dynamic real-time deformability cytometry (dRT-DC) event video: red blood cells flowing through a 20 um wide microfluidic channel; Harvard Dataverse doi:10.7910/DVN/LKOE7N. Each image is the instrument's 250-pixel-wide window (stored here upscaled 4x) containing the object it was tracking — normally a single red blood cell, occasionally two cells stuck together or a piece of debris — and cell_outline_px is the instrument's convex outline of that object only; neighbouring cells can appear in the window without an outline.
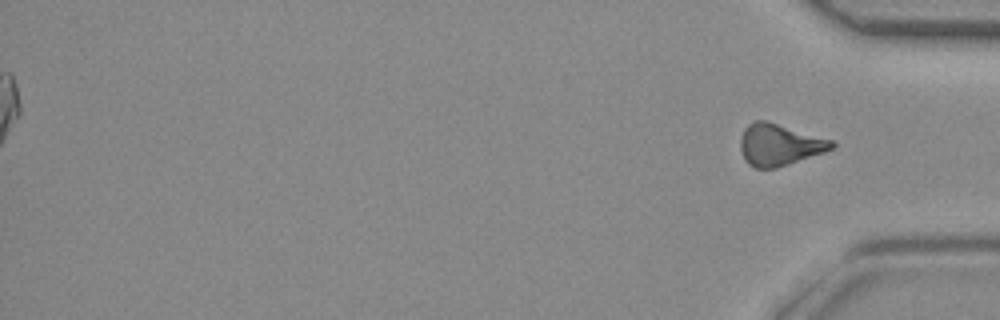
{"species": "common noctule bat (a hibernating species)", "species_latin": "Nyctalus noctula", "temperature_condition": "room temperature", "stored_images_in_passage": 40, "segment_of_instrument_passage": [2, 2], "camera_frame_rate_fps": 3000, "um_per_image_px": 0.085, "animal": {"sex": "female", "body_mass_g": 29.2, "forearm_length_mm": 56.3}, "frame": {"image": 1, "passage_image": 40, "time_ms": 13.0, "image_size_px": [1000, 320], "cell_outline_px": [[836, 144], [832, 148], [824, 152], [776, 168], [756, 168], [748, 164], [744, 160], [740, 148], [740, 136], [744, 128], [748, 124], [756, 120], [768, 120], [832, 140]], "centroid_in_image_um": [66.21, 12.29], "position_along_channel_um": 369.0, "area_um2": 22.25}}